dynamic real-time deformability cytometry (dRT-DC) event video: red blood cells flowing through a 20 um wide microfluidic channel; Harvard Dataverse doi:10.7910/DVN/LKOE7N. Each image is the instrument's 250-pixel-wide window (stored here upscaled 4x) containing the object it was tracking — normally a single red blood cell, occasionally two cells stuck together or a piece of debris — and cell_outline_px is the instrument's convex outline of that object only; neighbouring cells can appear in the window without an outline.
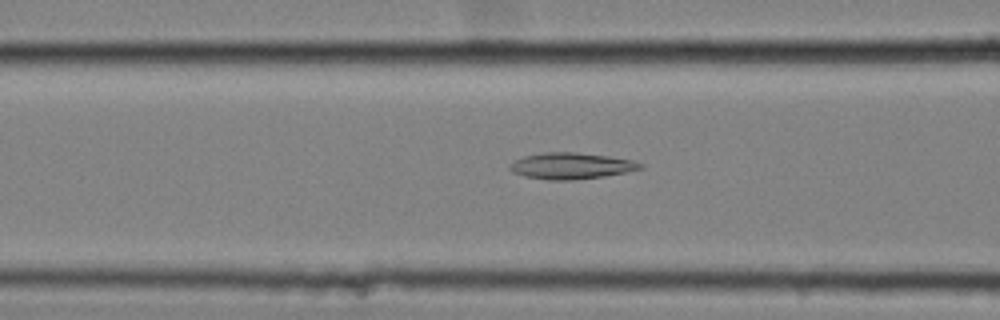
{"species": "common noctule bat (a hibernating species)", "species_latin": "Nyctalus noctula", "temperature_condition": "cold", "stored_images_in_passage": 48, "camera_frame_rate_fps": 3000, "um_per_image_px": 0.085, "animal": {"sex": "female", "body_mass_g": 25.1}, "frame": {"image": 1, "passage_image": 14, "time_ms": 4.333, "image_size_px": [1000, 320], "cell_outline_px": [[644, 168], [604, 176], [572, 180], [548, 180], [524, 176], [512, 172], [508, 168], [508, 164], [524, 156], [544, 152], [576, 152], [608, 156], [632, 160], [644, 164]], "centroid_in_image_um": [48.52, 14.1], "position_along_channel_um": 118.1, "area_um2": 20.0}}
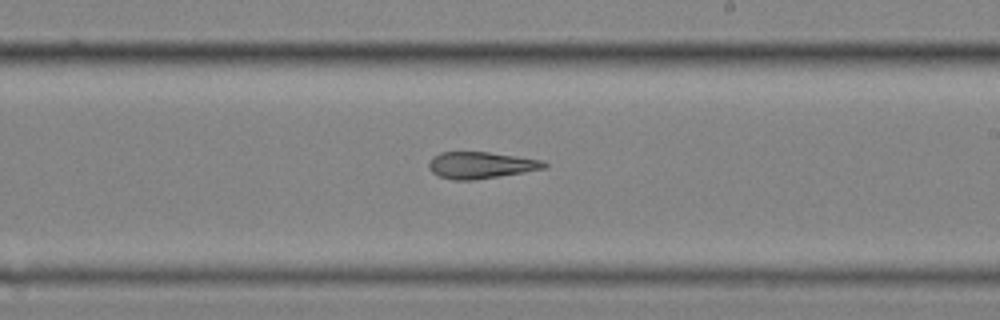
{"frame": {"image": 2, "passage_image": 25, "time_ms": 8.0, "image_size_px": [1000, 320], "cell_outline_px": [[548, 164], [544, 168], [524, 172], [472, 180], [452, 180], [440, 176], [432, 172], [428, 168], [428, 164], [432, 156], [440, 152], [488, 152], [516, 156], [540, 160]], "centroid_in_image_um": [40.81, 14.03], "position_along_channel_um": 248.2, "area_um2": 17.74}}
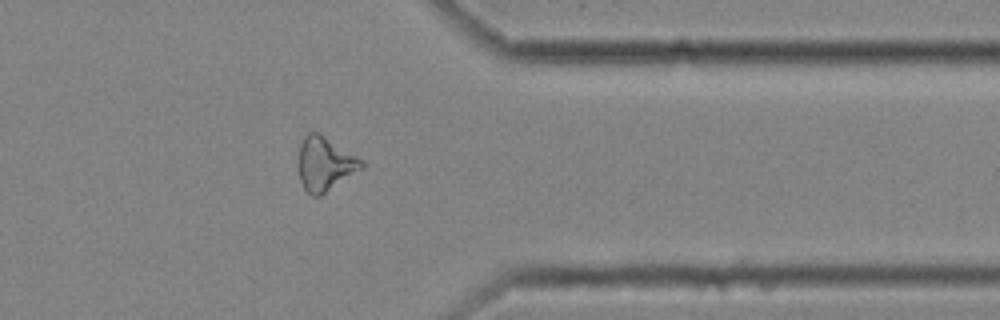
{"frame": {"image": 3, "passage_image": 37, "time_ms": 12.0, "image_size_px": [1000, 320], "cell_outline_px": [[364, 168], [320, 196], [312, 196], [304, 188], [300, 180], [296, 164], [300, 144], [304, 136], [308, 132], [320, 132], [356, 156], [364, 164]], "centroid_in_image_um": [27.57, 13.92], "position_along_channel_um": 383.8, "area_um2": 20.06}, "authors_computed_cell_mechanics": {"area_um2": 19.652, "velocity_mm_per_s": 3.5513, "shape_relaxation_time_tau1_ms": null, "shape_relaxation_time_tau2_ms": 6.2908, "deformation_change_tau1": null, "deformation_change_tau2": 0.173}}